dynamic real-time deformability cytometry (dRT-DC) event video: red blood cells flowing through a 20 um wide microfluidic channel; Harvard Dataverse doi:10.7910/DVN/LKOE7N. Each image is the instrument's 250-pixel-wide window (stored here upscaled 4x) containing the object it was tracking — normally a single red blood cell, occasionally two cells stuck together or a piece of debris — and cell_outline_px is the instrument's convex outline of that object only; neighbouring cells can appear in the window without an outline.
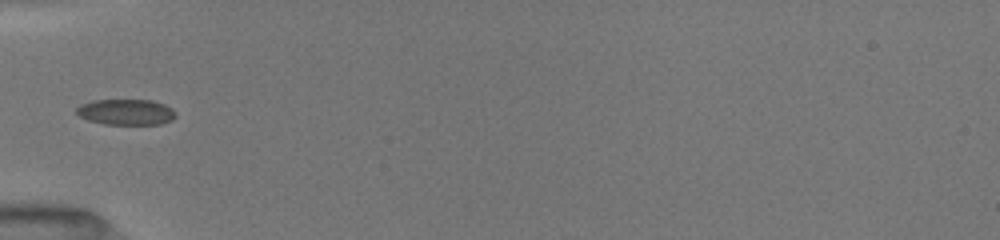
{"species": "common noctule bat (a hibernating species)", "species_latin": "Nyctalus noctula", "temperature_condition": "room temperature", "stored_images_in_passage": 19, "segment_of_instrument_passage": [2, 2], "camera_frame_rate_fps": 3000, "um_per_image_px": 0.085, "animal": {"sex": "female", "body_mass_g": 19.5, "forearm_length_mm": 54.1}, "frame": {"image": 1, "passage_image": 14, "time_ms": 6.0, "image_size_px": [1000, 240], "cell_outline_px": [[176, 116], [172, 120], [160, 124], [104, 124], [88, 120], [80, 116], [76, 112], [76, 108], [80, 104], [92, 100], [152, 100], [164, 104], [172, 108], [176, 112]], "centroid_in_image_um": [10.72, 9.52], "position_along_channel_um": 74.3, "area_um2": 14.97}}
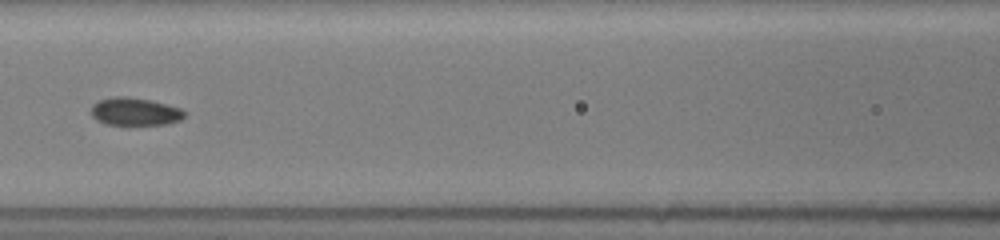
{"frame": {"image": 2, "passage_image": 16, "time_ms": 8.0, "image_size_px": [1000, 240], "cell_outline_px": [[184, 116], [180, 120], [168, 124], [104, 124], [96, 120], [92, 116], [92, 104], [100, 100], [112, 96], [128, 96], [152, 100], [180, 108], [184, 112]], "centroid_in_image_um": [11.45, 9.47], "position_along_channel_um": 155.2, "area_um2": 15.09}}
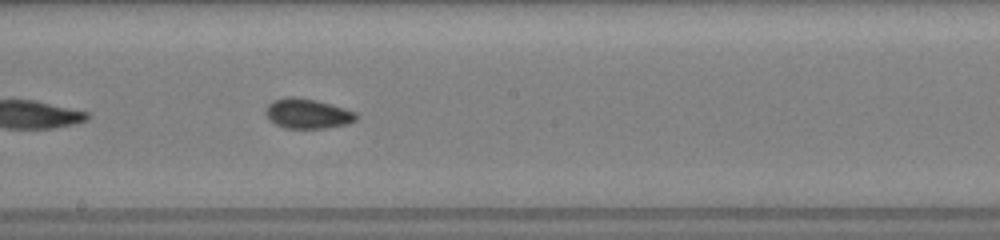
{"frame": {"image": 3, "passage_image": 19, "time_ms": 9.667, "image_size_px": [1000, 240], "cell_outline_px": [[356, 120], [348, 124], [324, 128], [284, 128], [268, 120], [264, 112], [268, 104], [272, 100], [284, 96], [296, 96], [316, 100], [344, 108], [356, 112]], "centroid_in_image_um": [26.09, 9.64], "position_along_channel_um": 222.1, "area_um2": 15.95}}